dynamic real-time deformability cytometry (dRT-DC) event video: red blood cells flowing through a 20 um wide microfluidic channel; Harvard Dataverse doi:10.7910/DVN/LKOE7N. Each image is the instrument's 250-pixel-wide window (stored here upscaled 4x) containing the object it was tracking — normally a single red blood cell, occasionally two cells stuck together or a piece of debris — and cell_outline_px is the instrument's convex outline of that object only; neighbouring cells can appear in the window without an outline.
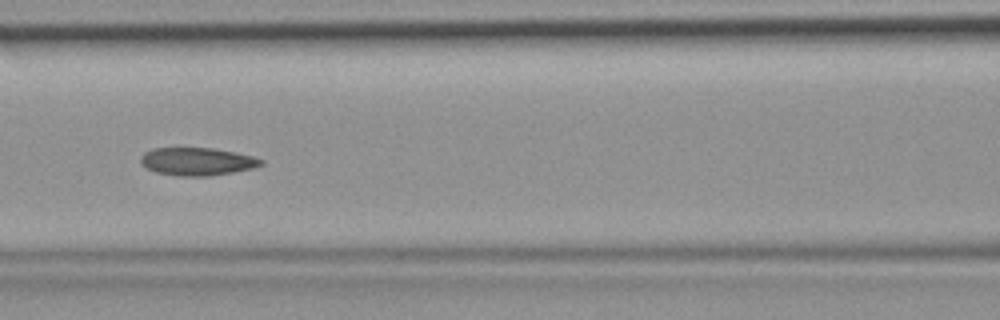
{"species": "common noctule bat (a hibernating species)", "species_latin": "Nyctalus noctula", "temperature_condition": "room temperature", "stored_images_in_passage": 46, "camera_frame_rate_fps": 3000, "um_per_image_px": 0.085, "animal": {"sex": "female", "body_mass_g": 19.9}, "frame": {"image": 1, "passage_image": 20, "time_ms": 6.333, "image_size_px": [1000, 320], "cell_outline_px": [[264, 164], [252, 168], [232, 172], [208, 176], [176, 176], [156, 172], [140, 164], [140, 156], [144, 152], [152, 148], [212, 148], [236, 152], [252, 156], [264, 160]], "centroid_in_image_um": [16.73, 13.72], "position_along_channel_um": 149.9, "area_um2": 19.59}}